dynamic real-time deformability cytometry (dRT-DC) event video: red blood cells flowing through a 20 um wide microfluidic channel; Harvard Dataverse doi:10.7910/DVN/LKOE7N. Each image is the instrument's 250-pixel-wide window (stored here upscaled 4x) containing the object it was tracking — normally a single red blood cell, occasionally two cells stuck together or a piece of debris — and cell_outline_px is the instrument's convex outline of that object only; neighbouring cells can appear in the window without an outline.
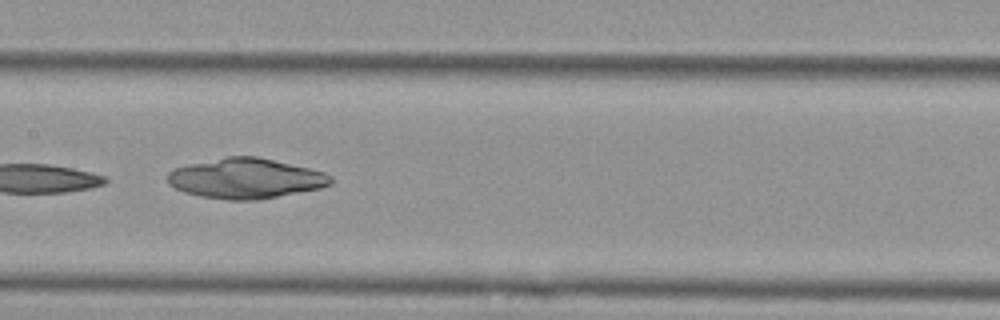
{"species": "Egyptian fruit bat (a non-hibernating species)", "species_latin": "Rousettus aegyptiacus", "temperature_condition": "cold", "stored_images_in_passage": 10, "camera_frame_rate_fps": 3000, "um_per_image_px": 0.085, "animal": {"sex": "female"}, "frame": {"image": 1, "passage_image": 4, "time_ms": 3.667, "image_size_px": [1000, 320], "cell_outline_px": [[332, 184], [320, 188], [256, 200], [228, 200], [200, 196], [184, 192], [168, 184], [168, 172], [176, 168], [188, 164], [228, 156], [256, 156], [308, 168], [324, 172], [332, 176]], "centroid_in_image_um": [20.87, 15.17], "position_along_channel_um": 186.5, "area_um2": 37.92}}
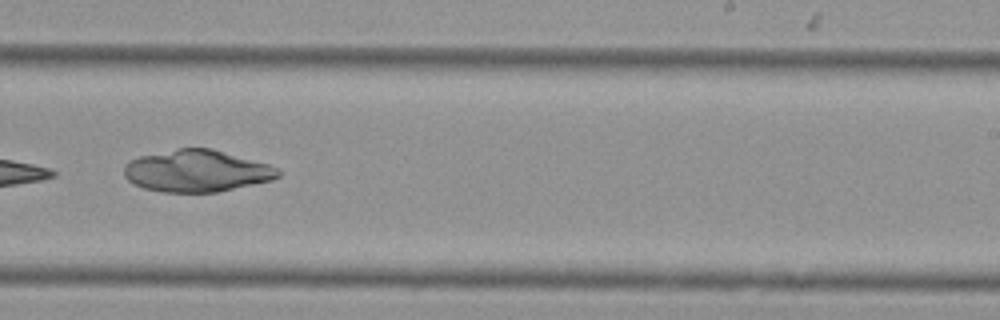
{"frame": {"image": 2, "passage_image": 6, "time_ms": 6.0, "image_size_px": [1000, 320], "cell_outline_px": [[280, 176], [272, 180], [216, 192], [164, 192], [144, 188], [128, 180], [124, 176], [124, 164], [140, 156], [180, 148], [212, 148], [268, 164], [280, 168]], "centroid_in_image_um": [16.74, 14.53], "position_along_channel_um": 272.3, "area_um2": 37.4}}
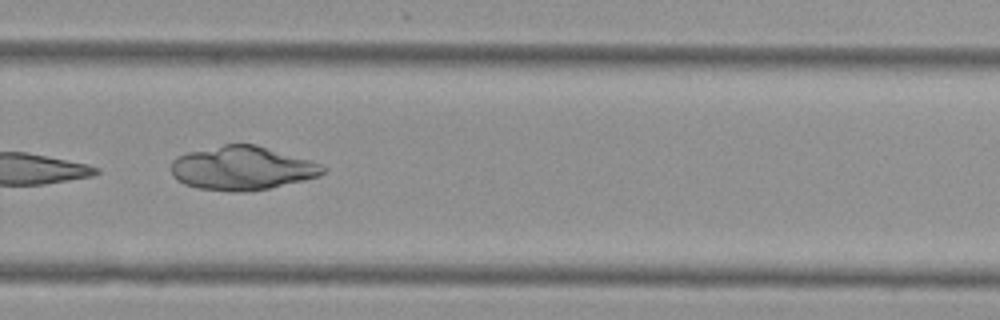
{"frame": {"image": 3, "passage_image": 7, "time_ms": 7.0, "image_size_px": [1000, 320], "cell_outline_px": [[328, 168], [320, 176], [268, 188], [248, 192], [236, 192], [196, 188], [184, 184], [176, 180], [172, 176], [172, 160], [176, 156], [188, 152], [224, 144], [256, 144], [308, 160], [320, 164]], "centroid_in_image_um": [20.54, 14.3], "position_along_channel_um": 309.3, "area_um2": 38.67}}